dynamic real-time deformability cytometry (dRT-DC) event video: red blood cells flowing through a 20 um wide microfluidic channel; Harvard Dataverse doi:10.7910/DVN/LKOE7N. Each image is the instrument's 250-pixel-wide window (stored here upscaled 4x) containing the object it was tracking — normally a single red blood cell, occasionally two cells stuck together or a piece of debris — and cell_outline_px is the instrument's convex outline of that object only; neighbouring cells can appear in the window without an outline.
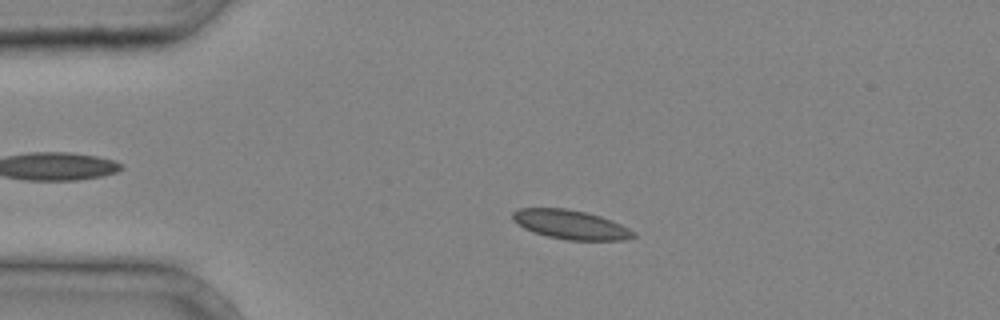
{"species": "common noctule bat (a hibernating species)", "species_latin": "Nyctalus noctula", "temperature_condition": "cold", "stored_images_in_passage": 38, "camera_frame_rate_fps": 3000, "um_per_image_px": 0.085, "animal": {"sex": "male", "body_mass_g": 20.4}, "frame": {"image": 1, "passage_image": 8, "time_ms": 2.333, "image_size_px": [1000, 320], "cell_outline_px": [[636, 236], [624, 240], [568, 240], [548, 236], [532, 232], [516, 224], [512, 220], [512, 212], [520, 208], [564, 208], [584, 212], [600, 216], [612, 220], [636, 232]], "centroid_in_image_um": [48.48, 19.09], "position_along_channel_um": 36.5, "area_um2": 20.52}}
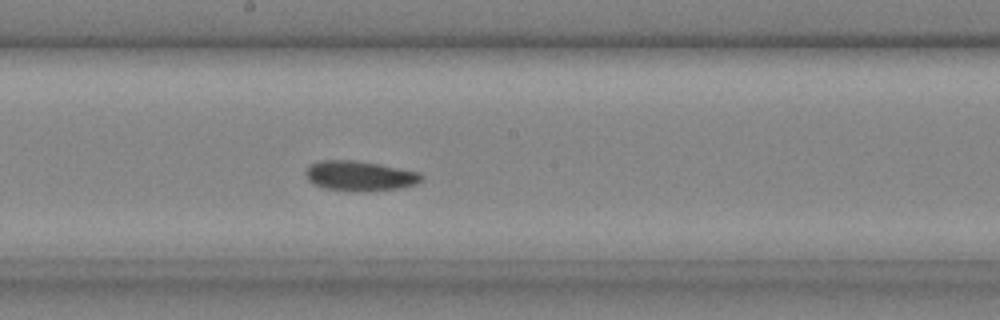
{"frame": {"image": 2, "passage_image": 21, "time_ms": 6.667, "image_size_px": [1000, 320], "cell_outline_px": [[424, 176], [416, 184], [400, 188], [324, 188], [308, 180], [304, 172], [312, 164], [320, 160], [352, 160], [380, 164], [420, 172]], "centroid_in_image_um": [30.59, 14.88], "position_along_channel_um": 217.6, "area_um2": 19.07}}
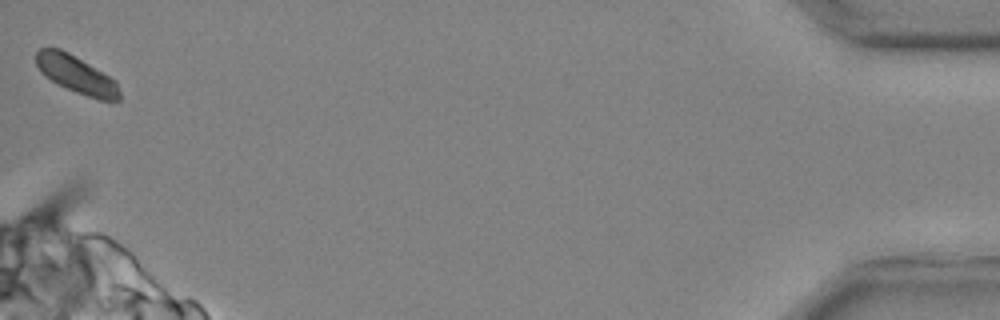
{"frame": {"image": 3, "passage_image": 38, "time_ms": 12.333, "image_size_px": [1000, 320], "cell_outline_px": [[120, 100], [100, 100], [76, 92], [44, 76], [40, 72], [36, 64], [36, 52], [40, 48], [60, 48], [68, 52], [116, 80], [120, 92]], "centroid_in_image_um": [6.49, 6.32], "position_along_channel_um": 428.7, "area_um2": 17.98}}